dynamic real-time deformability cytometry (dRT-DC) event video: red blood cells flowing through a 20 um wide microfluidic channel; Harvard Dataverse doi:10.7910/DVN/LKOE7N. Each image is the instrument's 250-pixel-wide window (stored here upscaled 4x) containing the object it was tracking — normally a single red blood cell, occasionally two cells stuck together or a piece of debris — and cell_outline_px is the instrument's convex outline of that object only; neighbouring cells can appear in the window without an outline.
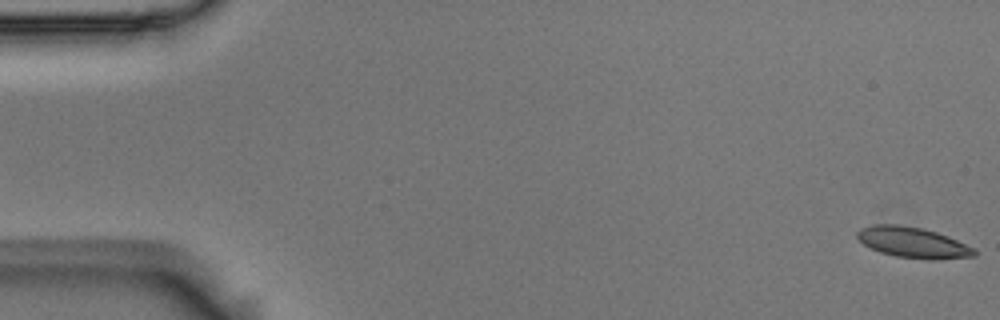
{"species": "Egyptian fruit bat (a non-hibernating species)", "species_latin": "Rousettus aegyptiacus", "temperature_condition": "room temperature", "stored_images_in_passage": 5, "camera_frame_rate_fps": 3000, "um_per_image_px": 0.085, "animal": {"sex": "male"}, "frame": {"image": 1, "passage_image": 1, "time_ms": 0.0, "image_size_px": [1000, 320], "cell_outline_px": [[976, 256], [932, 260], [928, 260], [896, 256], [880, 252], [864, 244], [856, 236], [856, 232], [860, 228], [872, 224], [900, 224], [920, 228], [936, 232], [948, 236], [976, 248]], "centroid_in_image_um": [77.61, 20.61], "position_along_channel_um": 7.4, "area_um2": 21.04}}